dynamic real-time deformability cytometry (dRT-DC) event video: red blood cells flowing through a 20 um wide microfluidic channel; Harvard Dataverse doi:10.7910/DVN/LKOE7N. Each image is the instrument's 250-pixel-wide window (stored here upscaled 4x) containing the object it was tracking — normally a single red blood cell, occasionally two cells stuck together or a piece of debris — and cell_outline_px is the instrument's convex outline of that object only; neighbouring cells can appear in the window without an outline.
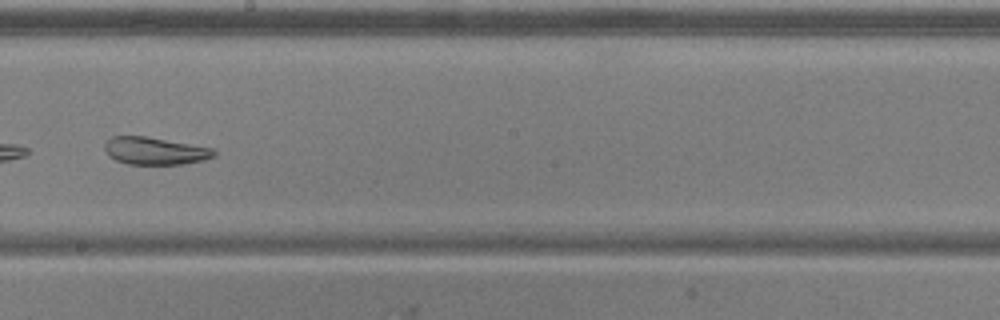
{"species": "common noctule bat (a hibernating species)", "species_latin": "Nyctalus noctula", "temperature_condition": "warm", "stored_images_in_passage": 52, "camera_frame_rate_fps": 3000, "um_per_image_px": 0.085, "animal": {"sex": "male", "body_mass_g": 20.5, "forearm_length_mm": 52.5}, "frame": {"image": 1, "passage_image": 30, "time_ms": 9.667, "image_size_px": [1000, 320], "cell_outline_px": [[216, 156], [184, 164], [128, 164], [116, 160], [108, 156], [104, 148], [104, 144], [112, 136], [144, 136], [212, 148], [216, 152]], "centroid_in_image_um": [13.13, 12.83], "position_along_channel_um": 235.1, "area_um2": 17.28}, "authors_computed_cell_mechanics": {"area_um2": 26.6458, "velocity_mm_per_s": 3.9277, "shape_relaxation_time_tau1_ms": null, "shape_relaxation_time_tau2_ms": 1.498, "deformation_change_tau1": null, "deformation_change_tau2": 0.0956}}